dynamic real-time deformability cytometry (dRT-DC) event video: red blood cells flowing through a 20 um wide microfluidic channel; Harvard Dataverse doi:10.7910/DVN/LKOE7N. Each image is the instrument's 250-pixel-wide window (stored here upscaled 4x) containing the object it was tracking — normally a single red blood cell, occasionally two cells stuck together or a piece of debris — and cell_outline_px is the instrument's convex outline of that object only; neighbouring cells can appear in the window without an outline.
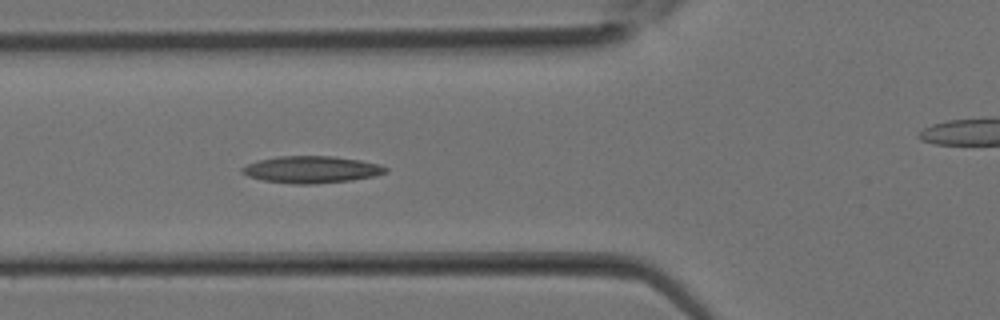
{"species": "Egyptian fruit bat (a non-hibernating species)", "species_latin": "Rousettus aegyptiacus", "temperature_condition": "room temperature", "stored_images_in_passage": 11, "segment_of_instrument_passage": [1, 2], "camera_frame_rate_fps": 3000, "um_per_image_px": 0.085, "animal": {"sex": "female"}, "frame": {"image": 1, "passage_image": 10, "time_ms": 3.0, "image_size_px": [1000, 320], "cell_outline_px": [[388, 172], [376, 176], [352, 180], [312, 184], [292, 184], [264, 180], [248, 176], [240, 172], [240, 168], [248, 164], [260, 160], [276, 156], [332, 156], [360, 160], [380, 164], [388, 168]], "centroid_in_image_um": [26.5, 14.41], "position_along_channel_um": 99.3, "area_um2": 22.6}}